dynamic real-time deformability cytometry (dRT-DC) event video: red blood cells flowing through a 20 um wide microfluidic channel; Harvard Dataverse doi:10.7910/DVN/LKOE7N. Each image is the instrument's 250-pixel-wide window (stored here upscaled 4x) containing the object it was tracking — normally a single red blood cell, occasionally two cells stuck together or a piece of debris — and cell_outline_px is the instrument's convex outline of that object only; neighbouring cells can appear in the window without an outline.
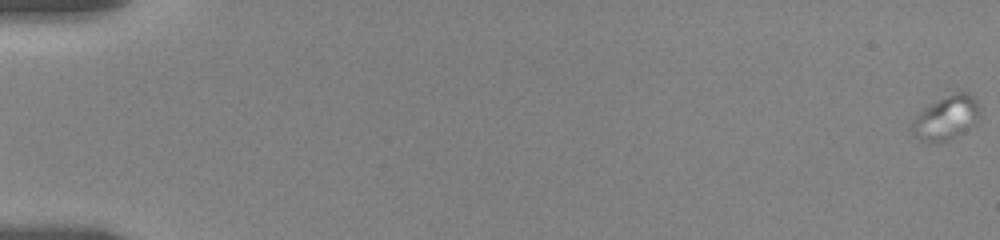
{"species": "human", "species_latin": "Homo sapiens", "temperature_condition": "room temperature", "stored_images_in_passage": 64, "camera_frame_rate_fps": 3000, "um_per_image_px": 0.085, "donor": {"sex": "female"}, "frame": {"image": 1, "passage_image": 1, "time_ms": 0.0, "image_size_px": [1000, 240], "cell_outline_px": [[980, 116], [968, 128], [948, 140], [924, 140], [916, 136], [912, 128], [912, 120], [924, 108], [956, 88], [968, 92], [976, 100], [980, 108]], "centroid_in_image_um": [80.47, 9.9], "position_along_channel_um": 4.5, "area_um2": 17.11}}
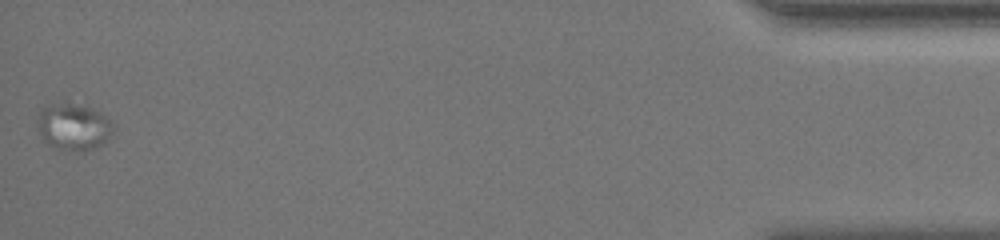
{"frame": {"image": 2, "passage_image": 64, "time_ms": 20.0, "image_size_px": [1000, 240], "cell_outline_px": [[116, 128], [100, 144], [84, 152], [76, 152], [52, 148], [44, 140], [40, 132], [36, 120], [40, 108], [44, 104], [84, 104], [100, 112], [112, 120], [116, 124]], "centroid_in_image_um": [6.24, 10.77], "position_along_channel_um": 429.0, "area_um2": 21.04}}